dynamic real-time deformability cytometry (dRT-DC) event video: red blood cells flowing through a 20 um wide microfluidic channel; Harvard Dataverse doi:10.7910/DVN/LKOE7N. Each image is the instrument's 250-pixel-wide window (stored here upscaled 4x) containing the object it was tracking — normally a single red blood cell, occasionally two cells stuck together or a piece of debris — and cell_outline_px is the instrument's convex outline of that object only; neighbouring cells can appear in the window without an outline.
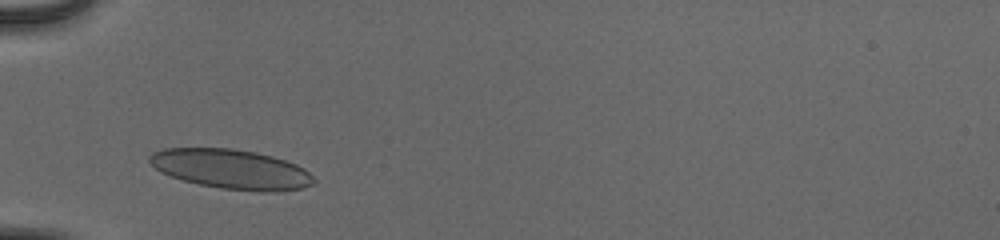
{"species": "human", "species_latin": "Homo sapiens", "temperature_condition": "cold", "stored_images_in_passage": 31, "camera_frame_rate_fps": 3000, "um_per_image_px": 0.085, "donor": {"sex": "male"}, "frame": {"image": 1, "passage_image": 4, "time_ms": 1.0, "image_size_px": [1000, 240], "cell_outline_px": [[316, 180], [312, 184], [304, 188], [276, 192], [260, 192], [220, 188], [200, 184], [184, 180], [160, 172], [148, 160], [148, 156], [152, 152], [164, 148], [232, 148], [256, 152], [272, 156], [296, 164], [304, 168]], "centroid_in_image_um": [19.67, 14.38], "position_along_channel_um": 65.3, "area_um2": 37.97}}
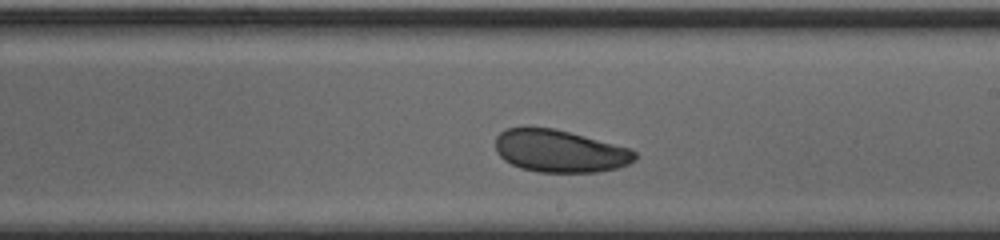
{"frame": {"image": 2, "passage_image": 18, "time_ms": 5.667, "image_size_px": [1000, 240], "cell_outline_px": [[636, 160], [628, 164], [616, 168], [596, 172], [536, 172], [520, 168], [504, 160], [496, 152], [496, 136], [500, 132], [508, 128], [524, 124], [528, 124], [552, 128], [584, 136], [628, 148], [636, 152]], "centroid_in_image_um": [47.5, 12.81], "position_along_channel_um": 241.5, "area_um2": 34.8}}
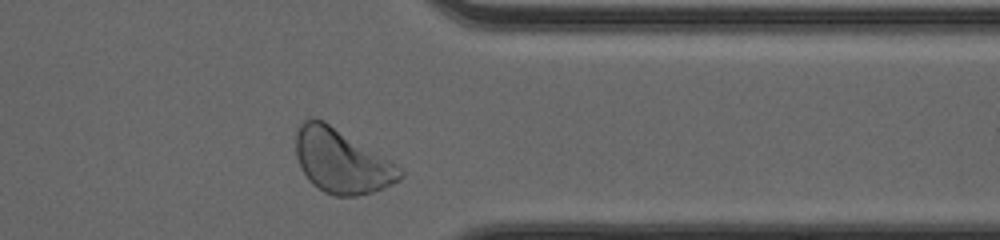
{"frame": {"image": 3, "passage_image": 29, "time_ms": 9.333, "image_size_px": [1000, 240], "cell_outline_px": [[404, 176], [400, 180], [372, 192], [356, 196], [336, 196], [324, 192], [312, 184], [308, 180], [300, 168], [296, 156], [296, 132], [304, 120], [312, 116], [324, 120], [388, 160], [400, 168], [404, 172]], "centroid_in_image_um": [28.98, 13.7], "position_along_channel_um": 382.4, "area_um2": 38.44}, "authors_computed_cell_mechanics": {"area_um2": 35.6048, "velocity_mm_per_s": 3.9055, "shape_relaxation_time_tau1_ms": 3.7452, "shape_relaxation_time_tau2_ms": 2.4867, "deformation_change_tau1": 0.0919, "deformation_change_tau2": 0.0708}}